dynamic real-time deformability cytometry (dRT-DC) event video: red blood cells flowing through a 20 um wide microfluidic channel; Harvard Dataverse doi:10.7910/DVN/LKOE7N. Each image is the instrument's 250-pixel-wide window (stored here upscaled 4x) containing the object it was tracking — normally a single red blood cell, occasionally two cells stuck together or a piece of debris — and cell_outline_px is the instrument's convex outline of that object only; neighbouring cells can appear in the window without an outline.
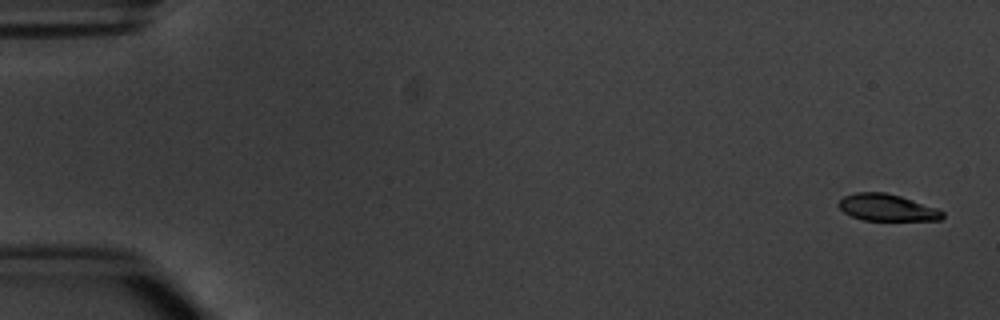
{"species": "common noctule bat (a hibernating species)", "species_latin": "Nyctalus noctula", "temperature_condition": "warm", "stored_images_in_passage": 5, "camera_frame_rate_fps": 3000, "um_per_image_px": 0.085, "animal": {"sex": "male", "body_mass_g": 20.1, "forearm_length_mm": 53.5}, "frame": {"image": 1, "passage_image": 1, "time_ms": 0.0, "image_size_px": [1000, 320], "cell_outline_px": [[944, 216], [940, 220], [864, 220], [852, 216], [844, 212], [836, 204], [844, 196], [856, 192], [884, 192], [900, 196], [936, 208], [944, 212]], "centroid_in_image_um": [75.37, 17.64], "position_along_channel_um": 9.6, "area_um2": 16.07}}